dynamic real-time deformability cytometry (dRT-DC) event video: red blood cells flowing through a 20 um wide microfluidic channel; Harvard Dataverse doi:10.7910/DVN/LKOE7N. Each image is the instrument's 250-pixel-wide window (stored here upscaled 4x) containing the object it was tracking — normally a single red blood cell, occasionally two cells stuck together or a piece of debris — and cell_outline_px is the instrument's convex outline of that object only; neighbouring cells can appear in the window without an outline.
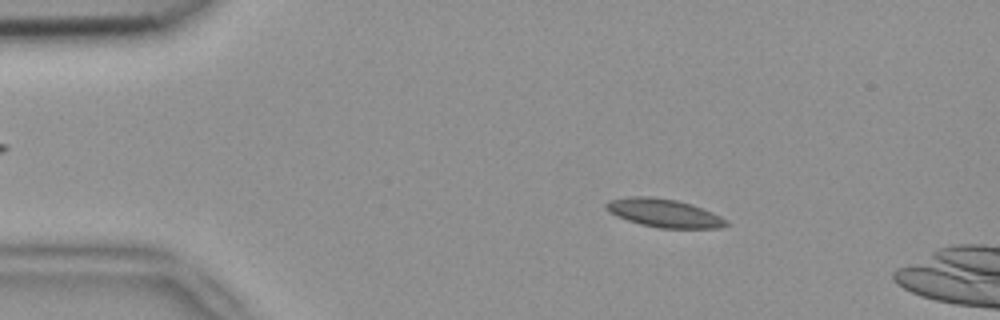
{"species": "common noctule bat (a hibernating species)", "species_latin": "Nyctalus noctula", "temperature_condition": "room temperature", "stored_images_in_passage": 13, "camera_frame_rate_fps": 3000, "um_per_image_px": 0.085, "animal": {"sex": "female", "body_mass_g": 18.4}, "frame": {"image": 1, "passage_image": 8, "time_ms": 2.333, "image_size_px": [1000, 320], "cell_outline_px": [[728, 224], [720, 228], [660, 228], [640, 224], [616, 216], [604, 208], [604, 204], [608, 200], [632, 196], [652, 196], [676, 200], [692, 204], [712, 212], [728, 220]], "centroid_in_image_um": [56.42, 18.1], "position_along_channel_um": 28.6, "area_um2": 19.88}}